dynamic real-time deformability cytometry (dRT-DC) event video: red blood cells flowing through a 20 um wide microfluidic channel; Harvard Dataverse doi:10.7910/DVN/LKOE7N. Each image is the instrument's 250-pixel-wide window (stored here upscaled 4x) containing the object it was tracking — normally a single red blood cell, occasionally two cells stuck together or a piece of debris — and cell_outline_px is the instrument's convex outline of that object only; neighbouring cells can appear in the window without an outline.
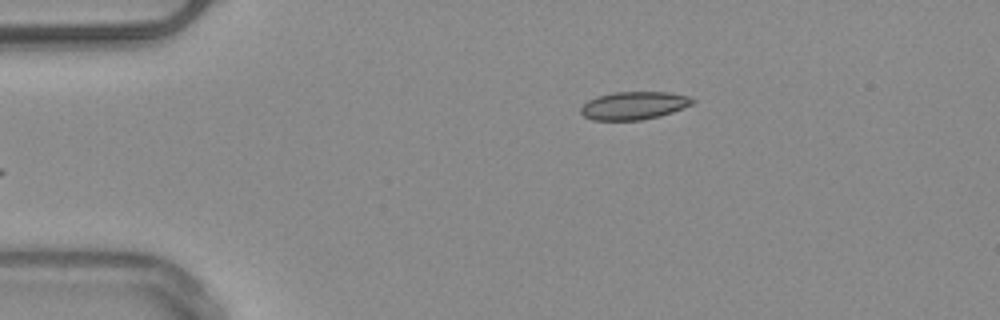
{"species": "common noctule bat (a hibernating species)", "species_latin": "Nyctalus noctula", "temperature_condition": "warm", "stored_images_in_passage": 4, "camera_frame_rate_fps": 3000, "um_per_image_px": 0.085, "animal": {"sex": "male", "body_mass_g": 20.4}, "frame": {"image": 1, "passage_image": 4, "time_ms": 3.667, "image_size_px": [1000, 320], "cell_outline_px": [[696, 100], [692, 104], [672, 112], [660, 116], [640, 120], [592, 120], [584, 116], [580, 112], [580, 108], [588, 100], [596, 96], [612, 92], [668, 92], [688, 96]], "centroid_in_image_um": [53.86, 8.97], "position_along_channel_um": 31.1, "area_um2": 18.21}}